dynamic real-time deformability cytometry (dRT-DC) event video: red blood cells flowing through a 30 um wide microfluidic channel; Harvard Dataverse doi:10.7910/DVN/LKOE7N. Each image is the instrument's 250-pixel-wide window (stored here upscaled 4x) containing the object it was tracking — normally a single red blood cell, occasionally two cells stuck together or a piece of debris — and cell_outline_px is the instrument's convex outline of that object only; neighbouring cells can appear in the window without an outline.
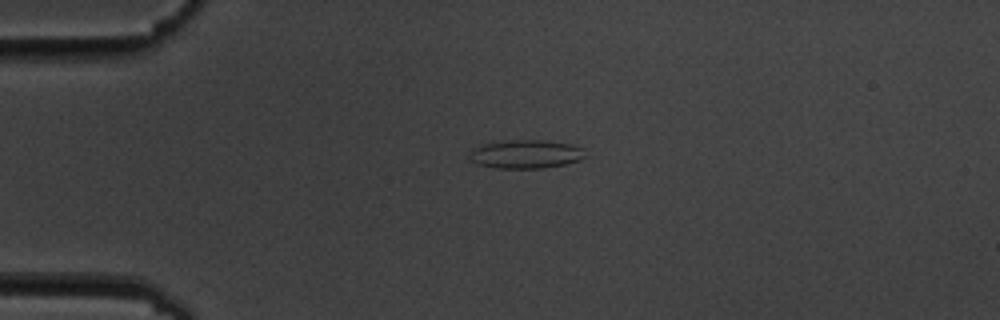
{"species": "common noctule bat (a hibernating species)", "species_latin": "Nyctalus noctula", "temperature_condition": "cold", "stored_images_in_passage": 2, "camera_frame_rate_fps": 3000, "um_per_image_px": 0.085, "animal": {"sex": "male", "body_mass_g": 19.5, "forearm_length_mm": 54.6}, "frame": {"image": 1, "passage_image": 1, "time_ms": 0.0, "image_size_px": [1000, 320], "cell_outline_px": [[588, 156], [580, 160], [568, 164], [544, 168], [496, 168], [476, 164], [468, 160], [468, 156], [472, 148], [484, 144], [512, 140], [544, 140], [572, 144], [584, 148]], "centroid_in_image_um": [44.73, 13.11], "position_along_channel_um": 40.3, "area_um2": 19.65}}